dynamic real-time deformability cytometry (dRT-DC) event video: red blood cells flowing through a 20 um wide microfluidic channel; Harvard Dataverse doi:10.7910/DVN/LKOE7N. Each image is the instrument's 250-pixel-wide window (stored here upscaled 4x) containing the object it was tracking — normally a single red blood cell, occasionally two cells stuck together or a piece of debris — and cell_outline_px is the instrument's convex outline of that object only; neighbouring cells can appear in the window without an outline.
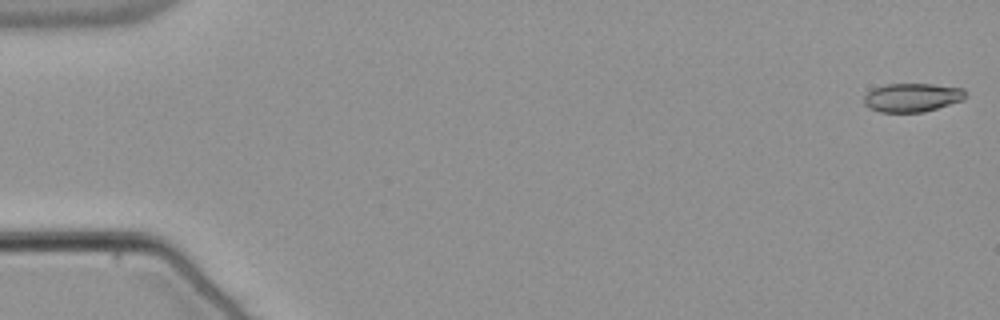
{"species": "common noctule bat (a hibernating species)", "species_latin": "Nyctalus noctula", "temperature_condition": "warm", "stored_images_in_passage": 51, "camera_frame_rate_fps": 3000, "um_per_image_px": 0.085, "animal": {"sex": "male", "body_mass_g": 21.5, "forearm_length_mm": 52.0}, "frame": {"image": 1, "passage_image": 1, "time_ms": 0.0, "image_size_px": [1000, 320], "cell_outline_px": [[964, 100], [924, 112], [880, 112], [868, 108], [864, 104], [864, 96], [872, 88], [884, 84], [932, 84], [964, 88]], "centroid_in_image_um": [77.5, 8.29], "position_along_channel_um": 7.5, "area_um2": 17.05}}
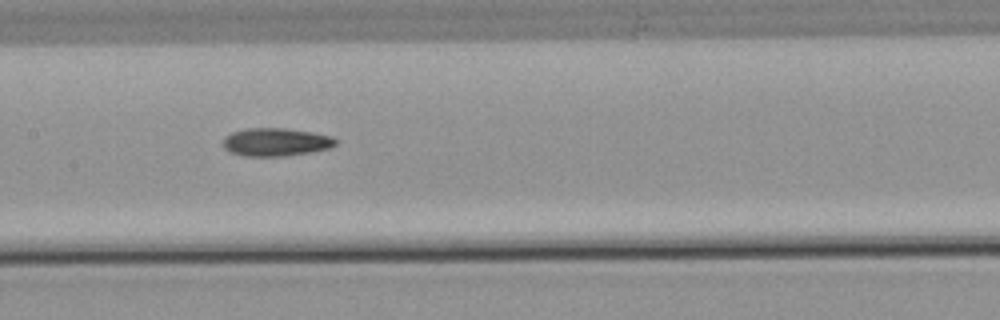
{"frame": {"image": 2, "passage_image": 27, "time_ms": 8.667, "image_size_px": [1000, 320], "cell_outline_px": [[336, 144], [328, 148], [312, 152], [284, 156], [244, 156], [228, 152], [224, 148], [224, 136], [232, 132], [244, 128], [284, 128], [312, 132], [332, 136], [336, 140]], "centroid_in_image_um": [23.41, 12.07], "position_along_channel_um": 184.0, "area_um2": 18.5}}
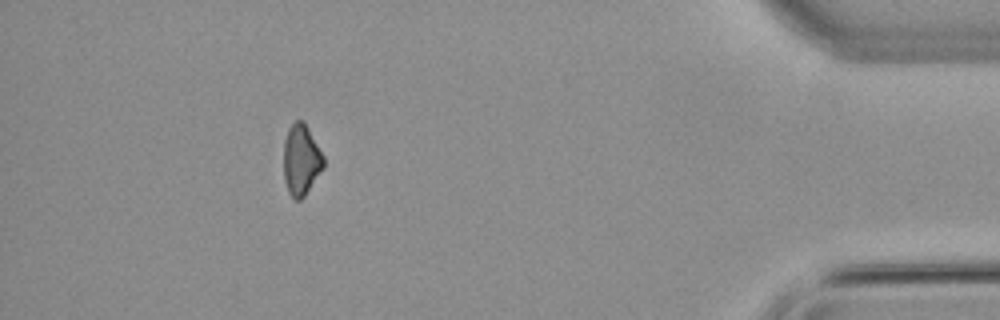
{"frame": {"image": 3, "passage_image": 49, "time_ms": 16.0, "image_size_px": [1000, 320], "cell_outline_px": [[324, 168], [304, 196], [300, 200], [296, 200], [288, 192], [284, 180], [284, 140], [288, 128], [296, 120], [304, 120], [324, 156]], "centroid_in_image_um": [25.6, 13.57], "position_along_channel_um": 409.6, "area_um2": 16.59}}